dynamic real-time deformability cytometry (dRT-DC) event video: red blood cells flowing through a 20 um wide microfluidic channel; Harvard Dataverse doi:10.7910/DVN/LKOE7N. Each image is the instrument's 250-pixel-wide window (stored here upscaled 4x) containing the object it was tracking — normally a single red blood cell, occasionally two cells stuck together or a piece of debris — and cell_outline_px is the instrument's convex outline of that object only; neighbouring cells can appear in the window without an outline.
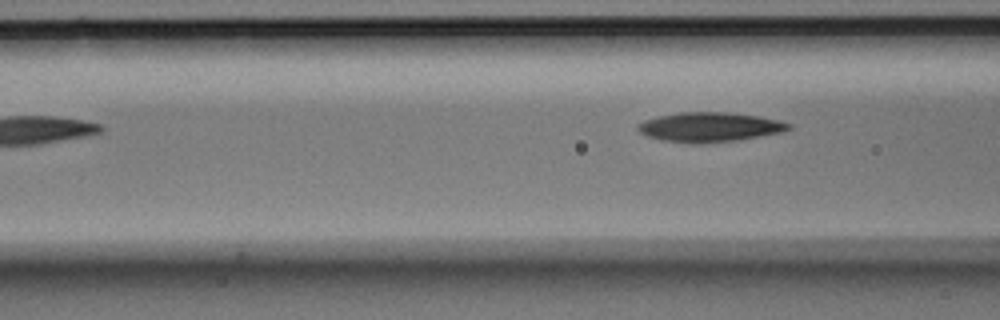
{"species": "Egyptian fruit bat (a non-hibernating species)", "species_latin": "Rousettus aegyptiacus", "temperature_condition": "room temperature", "stored_images_in_passage": 5, "camera_frame_rate_fps": 3000, "um_per_image_px": 0.085, "animal": {"sex": "male"}, "frame": {"image": 1, "passage_image": 5, "time_ms": 1.333, "image_size_px": [1000, 320], "cell_outline_px": [[792, 128], [784, 132], [740, 140], [696, 144], [664, 140], [648, 136], [640, 132], [636, 128], [644, 120], [656, 116], [680, 112], [728, 112], [760, 116], [780, 120], [792, 124]], "centroid_in_image_um": [60.38, 10.8], "position_along_channel_um": 106.2, "area_um2": 26.18}}